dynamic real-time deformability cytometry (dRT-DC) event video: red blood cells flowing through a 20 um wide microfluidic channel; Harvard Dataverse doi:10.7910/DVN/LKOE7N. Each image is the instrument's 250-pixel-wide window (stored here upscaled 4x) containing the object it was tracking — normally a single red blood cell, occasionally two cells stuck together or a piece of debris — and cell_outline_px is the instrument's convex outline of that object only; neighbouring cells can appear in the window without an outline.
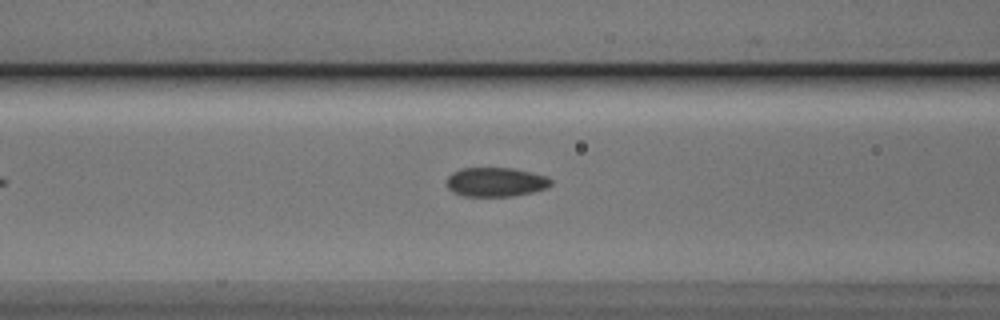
{"species": "Egyptian fruit bat (a non-hibernating species)", "species_latin": "Rousettus aegyptiacus", "temperature_condition": "cold", "stored_images_in_passage": 22, "camera_frame_rate_fps": 3000, "um_per_image_px": 0.085, "animal": {"sex": "male"}, "frame": {"image": 1, "passage_image": 6, "time_ms": 1.667, "image_size_px": [1000, 320], "cell_outline_px": [[552, 184], [548, 188], [532, 192], [512, 196], [464, 196], [452, 192], [448, 188], [448, 176], [452, 172], [460, 168], [512, 168], [532, 172], [544, 176], [552, 180]], "centroid_in_image_um": [42.14, 15.47], "position_along_channel_um": 124.5, "area_um2": 17.74}}
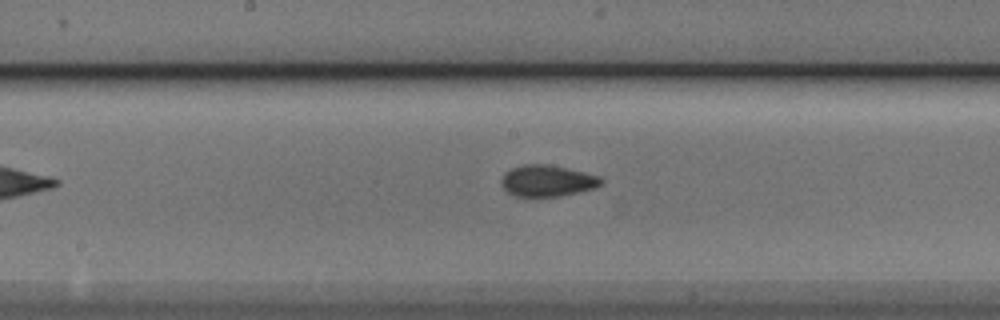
{"frame": {"image": 2, "passage_image": 12, "time_ms": 3.667, "image_size_px": [1000, 320], "cell_outline_px": [[604, 184], [596, 188], [560, 196], [516, 196], [508, 192], [500, 184], [500, 180], [504, 172], [512, 168], [524, 164], [548, 164], [584, 172], [600, 176], [604, 180]], "centroid_in_image_um": [46.54, 15.36], "position_along_channel_um": 201.7, "area_um2": 18.38}}
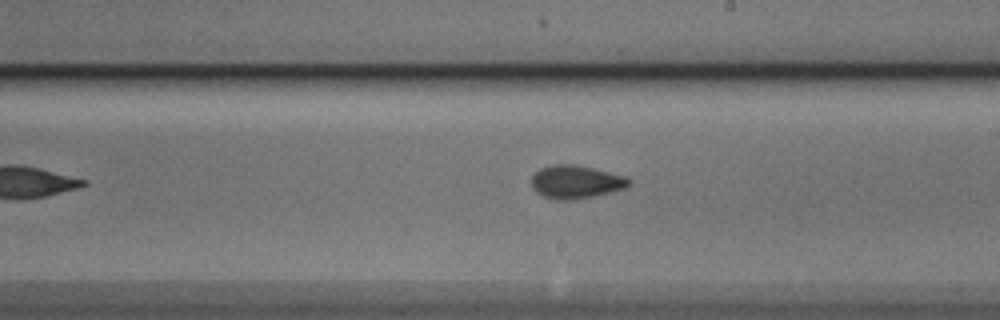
{"frame": {"image": 3, "passage_image": 15, "time_ms": 4.667, "image_size_px": [1000, 320], "cell_outline_px": [[632, 184], [624, 188], [592, 196], [568, 200], [556, 200], [544, 196], [536, 192], [532, 184], [532, 176], [540, 168], [552, 164], [576, 164], [624, 176], [632, 180]], "centroid_in_image_um": [48.94, 15.45], "position_along_channel_um": 240.1, "area_um2": 18.61}}